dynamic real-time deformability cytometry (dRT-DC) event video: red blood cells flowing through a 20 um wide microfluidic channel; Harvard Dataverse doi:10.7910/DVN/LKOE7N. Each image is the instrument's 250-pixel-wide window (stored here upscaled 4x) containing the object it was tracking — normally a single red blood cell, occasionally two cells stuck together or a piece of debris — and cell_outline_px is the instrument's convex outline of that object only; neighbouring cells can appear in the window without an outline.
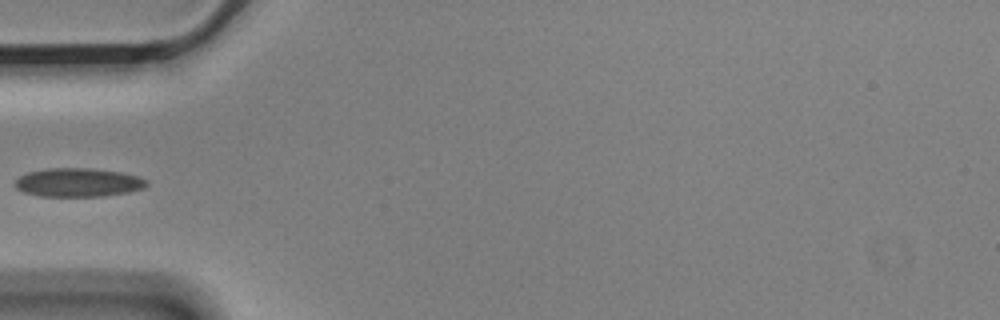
{"species": "Egyptian fruit bat (a non-hibernating species)", "species_latin": "Rousettus aegyptiacus", "temperature_condition": "cold", "stored_images_in_passage": 2, "camera_frame_rate_fps": 3000, "um_per_image_px": 0.085, "animal": {"sex": "male"}, "frame": {"image": 1, "passage_image": 2, "time_ms": 0.333, "image_size_px": [1000, 320], "cell_outline_px": [[148, 184], [144, 188], [128, 192], [104, 196], [40, 196], [24, 192], [16, 188], [16, 180], [20, 176], [28, 172], [48, 168], [88, 168], [120, 172], [136, 176], [148, 180]], "centroid_in_image_um": [6.65, 15.51], "position_along_channel_um": 78.3, "area_um2": 21.85}}